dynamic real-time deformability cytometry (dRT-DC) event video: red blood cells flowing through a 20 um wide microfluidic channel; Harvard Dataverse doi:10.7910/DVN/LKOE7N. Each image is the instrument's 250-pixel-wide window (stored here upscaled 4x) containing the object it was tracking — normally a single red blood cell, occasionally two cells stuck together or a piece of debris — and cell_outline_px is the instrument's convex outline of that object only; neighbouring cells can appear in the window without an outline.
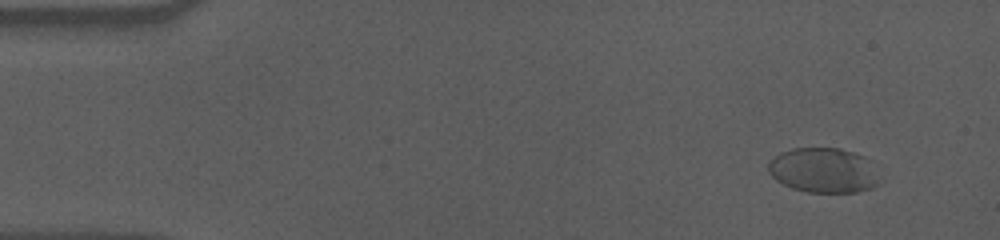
{"species": "human", "species_latin": "Homo sapiens", "temperature_condition": "cold", "stored_images_in_passage": 54, "camera_frame_rate_fps": 3000, "um_per_image_px": 0.085, "donor": {"sex": "male"}, "frame": {"image": 1, "passage_image": 1, "time_ms": 0.0, "image_size_px": [1000, 240], "cell_outline_px": [[876, 184], [872, 188], [856, 192], [808, 192], [792, 188], [776, 180], [768, 172], [768, 164], [780, 152], [792, 148], [840, 148], [864, 156], [872, 160]], "centroid_in_image_um": [69.96, 14.47], "position_along_channel_um": 15.0, "area_um2": 28.84}}
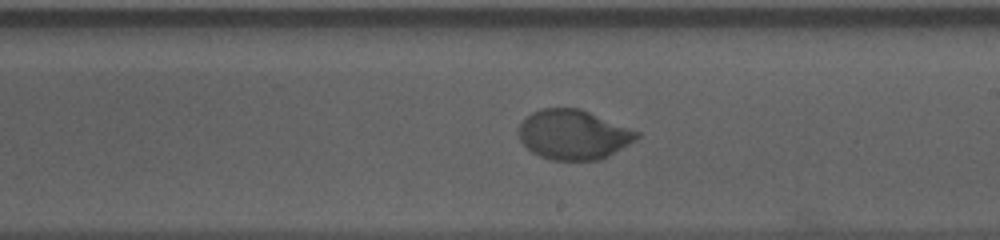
{"frame": {"image": 2, "passage_image": 30, "time_ms": 9.667, "image_size_px": [1000, 240], "cell_outline_px": [[640, 136], [636, 140], [608, 156], [600, 160], [552, 160], [540, 156], [532, 152], [520, 140], [516, 128], [532, 112], [540, 108], [580, 108], [640, 132]], "centroid_in_image_um": [48.73, 11.44], "position_along_channel_um": 240.3, "area_um2": 34.22}}
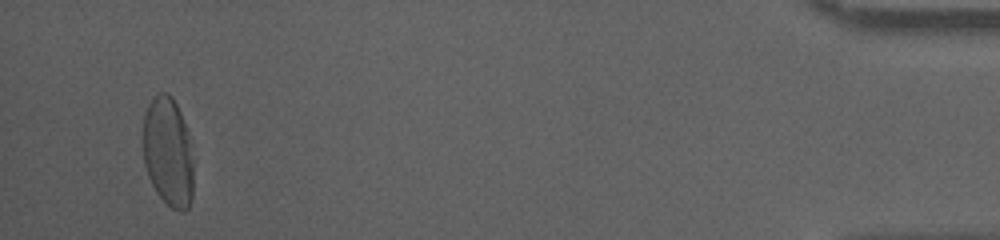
{"frame": {"image": 3, "passage_image": 52, "time_ms": 17.0, "image_size_px": [1000, 240], "cell_outline_px": [[192, 200], [188, 208], [184, 212], [180, 212], [172, 208], [156, 192], [148, 176], [144, 164], [140, 140], [144, 112], [148, 104], [160, 92], [168, 92], [172, 96], [180, 112], [188, 132], [192, 164]], "centroid_in_image_um": [14.24, 12.9], "position_along_channel_um": 421.0, "area_um2": 32.66}, "authors_computed_cell_mechanics": {"area_um2": 33.5529, "velocity_mm_per_s": 3.5236, "shape_relaxation_time_tau1_ms": 4.8231, "shape_relaxation_time_tau2_ms": null, "deformation_change_tau1": 0.1794, "deformation_change_tau2": null}}